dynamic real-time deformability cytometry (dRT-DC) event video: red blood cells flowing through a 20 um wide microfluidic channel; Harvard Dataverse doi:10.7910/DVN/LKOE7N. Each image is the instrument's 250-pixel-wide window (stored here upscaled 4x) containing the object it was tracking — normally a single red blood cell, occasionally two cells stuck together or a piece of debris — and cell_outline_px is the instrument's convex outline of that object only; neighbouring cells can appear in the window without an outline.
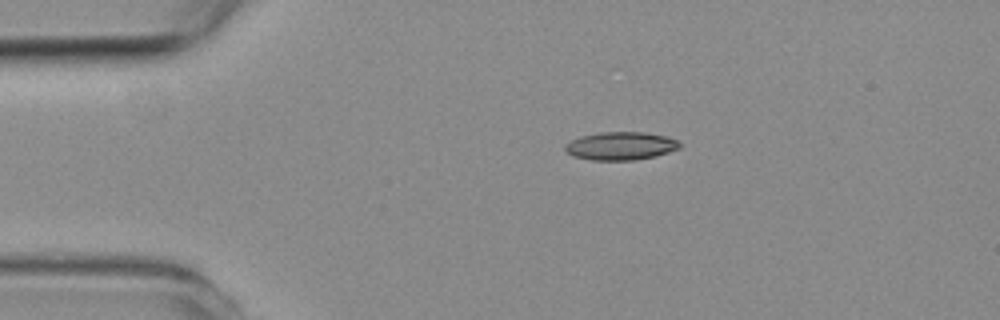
{"species": "common noctule bat (a hibernating species)", "species_latin": "Nyctalus noctula", "temperature_condition": "room temperature", "stored_images_in_passage": 3, "camera_frame_rate_fps": 3000, "um_per_image_px": 0.085, "animal": {"sex": "female", "body_mass_g": 19.3, "forearm_length_mm": 54.1}, "frame": {"image": 1, "passage_image": 2, "time_ms": 1.333, "image_size_px": [1000, 320], "cell_outline_px": [[680, 148], [656, 156], [632, 160], [592, 160], [572, 156], [564, 148], [564, 144], [580, 136], [600, 132], [644, 132], [668, 136], [676, 140], [680, 144]], "centroid_in_image_um": [52.75, 12.4], "position_along_channel_um": 32.3, "area_um2": 18.79}}